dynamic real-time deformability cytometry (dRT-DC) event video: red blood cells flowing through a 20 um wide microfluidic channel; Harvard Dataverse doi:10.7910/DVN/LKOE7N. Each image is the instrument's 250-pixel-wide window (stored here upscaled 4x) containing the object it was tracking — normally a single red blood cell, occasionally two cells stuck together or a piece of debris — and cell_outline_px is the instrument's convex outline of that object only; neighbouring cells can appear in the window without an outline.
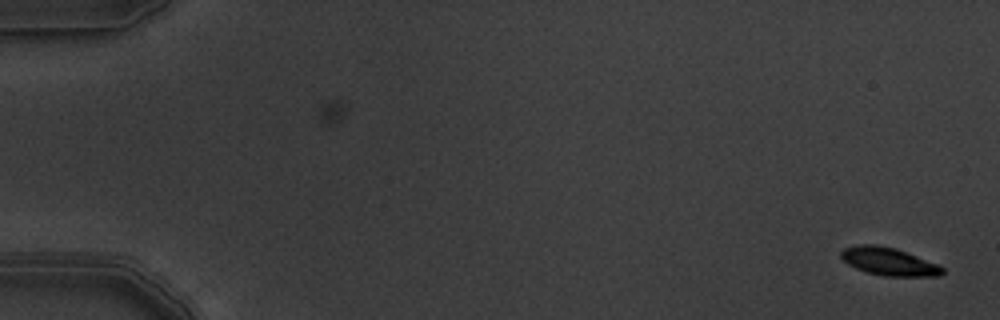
{"species": "common noctule bat (a hibernating species)", "species_latin": "Nyctalus noctula", "temperature_condition": "warm", "stored_images_in_passage": 2, "camera_frame_rate_fps": 3000, "um_per_image_px": 0.085, "animal": {"sex": "male", "body_mass_g": 19.5, "forearm_length_mm": 54.6}, "frame": {"image": 1, "passage_image": 2, "time_ms": 0.333, "image_size_px": [1000, 320], "cell_outline_px": [[944, 272], [940, 276], [884, 276], [868, 272], [856, 268], [848, 264], [840, 256], [840, 252], [844, 248], [856, 244], [876, 244], [896, 248], [940, 264], [944, 268]], "centroid_in_image_um": [75.58, 22.21], "position_along_channel_um": 9.4, "area_um2": 16.65}}